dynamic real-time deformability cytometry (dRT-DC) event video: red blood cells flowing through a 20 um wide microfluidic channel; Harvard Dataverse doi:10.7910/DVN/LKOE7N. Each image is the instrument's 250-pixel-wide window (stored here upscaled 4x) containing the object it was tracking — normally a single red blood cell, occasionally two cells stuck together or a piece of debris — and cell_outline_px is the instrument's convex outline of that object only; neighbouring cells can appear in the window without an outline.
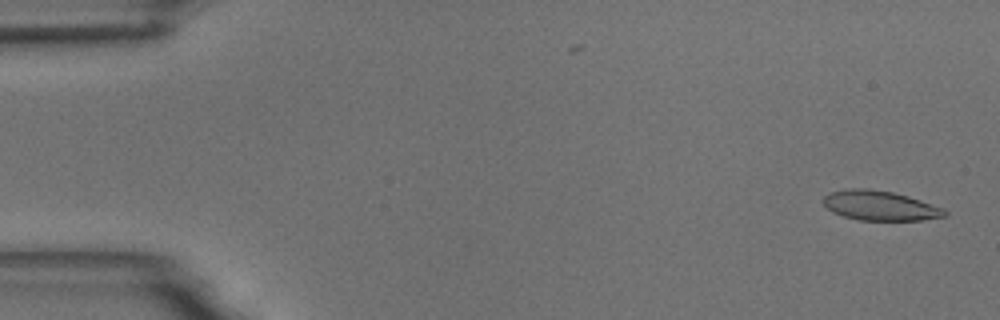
{"species": "common noctule bat (a hibernating species)", "species_latin": "Nyctalus noctula", "temperature_condition": "room temperature", "stored_images_in_passage": 55, "camera_frame_rate_fps": 3000, "um_per_image_px": 0.085, "animal": {"sex": "male", "body_mass_g": 18.8}, "frame": {"image": 1, "passage_image": 2, "time_ms": 0.333, "image_size_px": [1000, 320], "cell_outline_px": [[948, 216], [920, 220], [856, 220], [832, 212], [824, 204], [824, 196], [832, 192], [844, 188], [868, 188], [892, 192], [908, 196], [944, 208], [948, 212]], "centroid_in_image_um": [74.81, 17.48], "position_along_channel_um": 10.2, "area_um2": 21.04}}
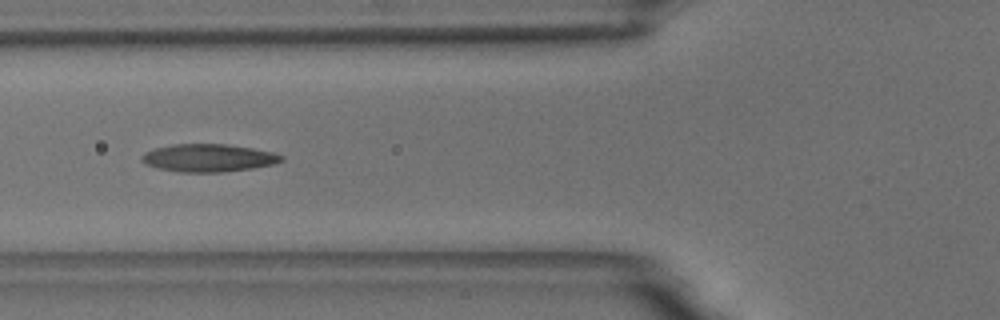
{"frame": {"image": 2, "passage_image": 21, "time_ms": 6.667, "image_size_px": [1000, 320], "cell_outline_px": [[284, 160], [272, 164], [252, 168], [224, 172], [180, 172], [156, 168], [144, 164], [140, 160], [140, 156], [144, 152], [156, 148], [172, 144], [228, 144], [252, 148], [272, 152], [284, 156]], "centroid_in_image_um": [17.67, 13.42], "position_along_channel_um": 108.1, "area_um2": 22.72}}
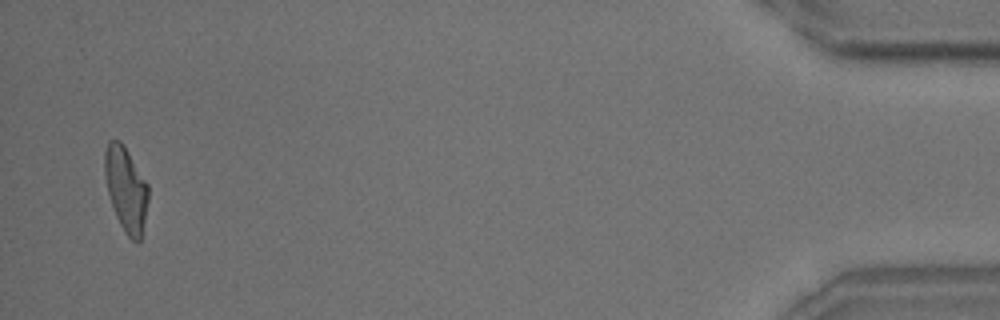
{"frame": {"image": 3, "passage_image": 54, "time_ms": 17.667, "image_size_px": [1000, 320], "cell_outline_px": [[148, 200], [140, 240], [132, 240], [124, 232], [116, 216], [108, 192], [104, 172], [104, 152], [108, 140], [120, 140], [148, 184]], "centroid_in_image_um": [10.69, 16.04], "position_along_channel_um": 424.5, "area_um2": 21.1}, "authors_computed_cell_mechanics": {"area_um2": 21.6172, "velocity_mm_per_s": 3.6412, "shape_relaxation_time_tau1_ms": 6.9143, "shape_relaxation_time_tau2_ms": 2.2813, "deformation_change_tau1": 0.2389, "deformation_change_tau2": 0.0993}}